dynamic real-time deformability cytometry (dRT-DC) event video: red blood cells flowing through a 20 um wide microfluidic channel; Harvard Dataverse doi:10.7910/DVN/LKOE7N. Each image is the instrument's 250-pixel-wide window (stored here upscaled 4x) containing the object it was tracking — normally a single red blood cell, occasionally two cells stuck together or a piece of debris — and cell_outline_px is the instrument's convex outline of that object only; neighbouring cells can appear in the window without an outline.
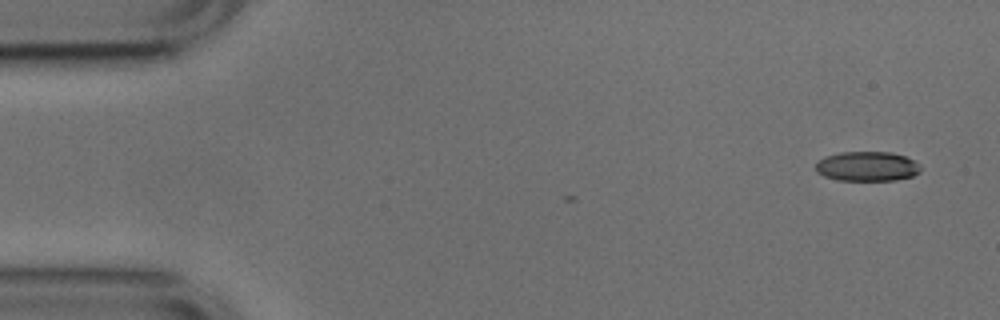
{"species": "common noctule bat (a hibernating species)", "species_latin": "Nyctalus noctula", "temperature_condition": "cold", "stored_images_in_passage": 6, "camera_frame_rate_fps": 3000, "um_per_image_px": 0.085, "animal": {"sex": "male", "body_mass_g": 17.9, "forearm_length_mm": 54.2}, "frame": {"image": 1, "passage_image": 1, "time_ms": 0.0, "image_size_px": [1000, 320], "cell_outline_px": [[920, 172], [912, 176], [896, 180], [836, 180], [824, 176], [816, 172], [816, 164], [824, 156], [840, 152], [892, 152], [904, 156], [920, 164]], "centroid_in_image_um": [73.7, 14.14], "position_along_channel_um": 11.3, "area_um2": 18.15}}